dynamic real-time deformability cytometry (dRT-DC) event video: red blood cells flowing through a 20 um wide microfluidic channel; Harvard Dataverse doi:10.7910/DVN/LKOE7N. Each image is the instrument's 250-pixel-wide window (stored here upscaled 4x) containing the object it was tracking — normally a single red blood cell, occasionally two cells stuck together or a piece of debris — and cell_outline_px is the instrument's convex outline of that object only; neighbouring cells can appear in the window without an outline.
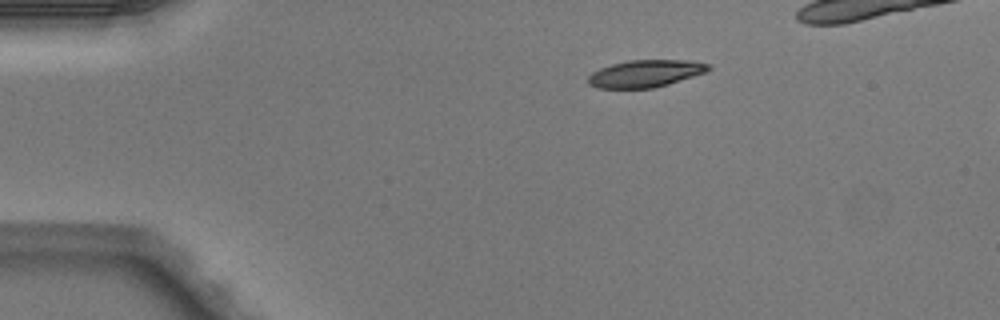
{"species": "Egyptian fruit bat (a non-hibernating species)", "species_latin": "Rousettus aegyptiacus", "temperature_condition": "warm", "stored_images_in_passage": 4, "camera_frame_rate_fps": 3000, "um_per_image_px": 0.085, "animal": {"sex": "male"}, "frame": {"image": 1, "passage_image": 1, "time_ms": 0.0, "image_size_px": [1000, 320], "cell_outline_px": [[712, 68], [704, 72], [668, 84], [652, 88], [596, 88], [588, 84], [588, 76], [592, 72], [600, 68], [612, 64], [628, 60], [692, 60], [712, 64]], "centroid_in_image_um": [54.85, 6.24], "position_along_channel_um": 30.1, "area_um2": 19.07}}
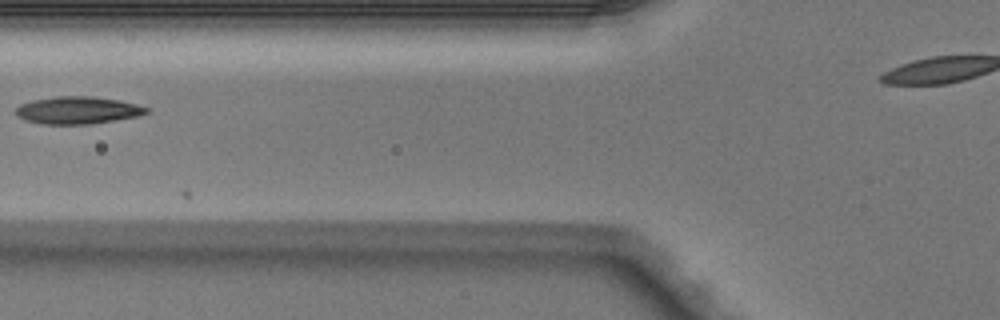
{"frame": {"image": 2, "passage_image": 4, "time_ms": 1.0, "image_size_px": [1000, 320], "cell_outline_px": [[152, 112], [136, 116], [116, 120], [88, 124], [44, 124], [28, 120], [20, 116], [16, 112], [16, 108], [20, 104], [32, 100], [56, 96], [92, 96], [120, 100], [136, 104], [148, 108]], "centroid_in_image_um": [6.65, 9.36], "position_along_channel_um": 119.1, "area_um2": 20.69}}